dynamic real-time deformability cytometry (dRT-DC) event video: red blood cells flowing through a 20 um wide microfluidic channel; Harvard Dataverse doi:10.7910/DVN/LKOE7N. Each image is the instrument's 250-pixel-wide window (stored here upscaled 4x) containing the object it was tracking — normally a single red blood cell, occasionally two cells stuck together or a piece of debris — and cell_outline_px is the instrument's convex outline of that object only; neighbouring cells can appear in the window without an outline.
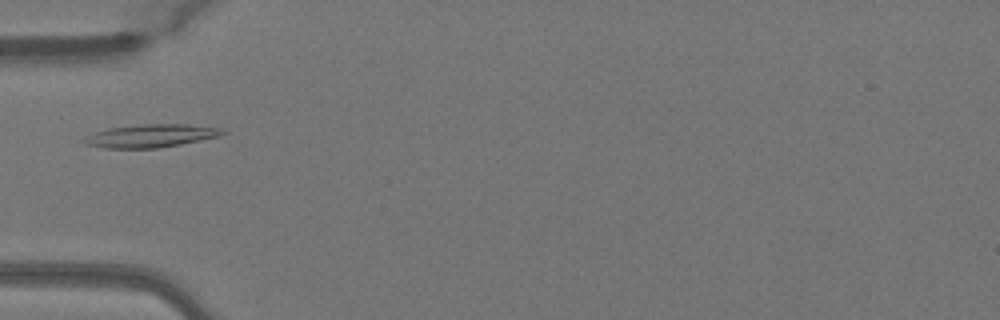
{"species": "Egyptian fruit bat (a non-hibernating species)", "species_latin": "Rousettus aegyptiacus", "temperature_condition": "warm", "stored_images_in_passage": 34, "camera_frame_rate_fps": 3000, "um_per_image_px": 0.085, "animal": {"sex": "female"}, "frame": {"image": 1, "passage_image": 1, "time_ms": 0.0, "image_size_px": [1000, 320], "cell_outline_px": [[228, 132], [220, 136], [180, 144], [156, 148], [104, 148], [84, 144], [80, 140], [84, 136], [108, 128], [144, 124], [188, 124], [220, 128]], "centroid_in_image_um": [12.79, 11.54], "position_along_channel_um": 72.2, "area_um2": 18.61}}
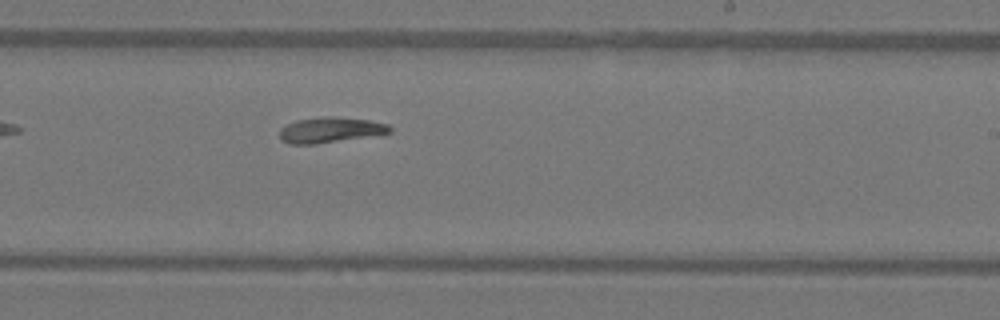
{"frame": {"image": 2, "passage_image": 15, "time_ms": 4.667, "image_size_px": [1000, 320], "cell_outline_px": [[392, 132], [316, 144], [292, 144], [280, 140], [280, 128], [296, 120], [324, 116], [336, 116], [368, 120], [388, 124], [392, 128]], "centroid_in_image_um": [28.05, 11.03], "position_along_channel_um": 260.9, "area_um2": 16.24}}
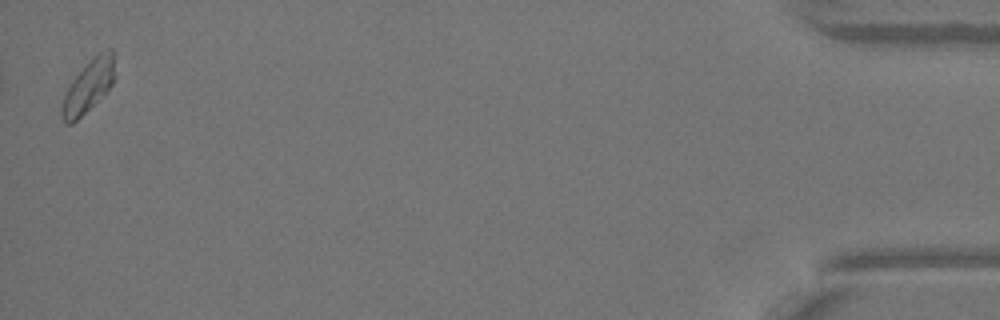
{"frame": {"image": 3, "passage_image": 34, "time_ms": 11.0, "image_size_px": [1000, 320], "cell_outline_px": [[116, 76], [112, 84], [72, 124], [64, 124], [60, 116], [60, 108], [64, 92], [72, 80], [92, 56], [108, 48], [112, 48], [116, 56]], "centroid_in_image_um": [7.52, 7.26], "position_along_channel_um": 427.7, "area_um2": 16.42}, "authors_computed_cell_mechanics": {"area_um2": 16.0395, "velocity_mm_per_s": 4.036, "shape_relaxation_time_tau1_ms": 9.089, "shape_relaxation_time_tau2_ms": 8.5214, "deformation_change_tau1": 0.1937, "deformation_change_tau2": 0.1464}}